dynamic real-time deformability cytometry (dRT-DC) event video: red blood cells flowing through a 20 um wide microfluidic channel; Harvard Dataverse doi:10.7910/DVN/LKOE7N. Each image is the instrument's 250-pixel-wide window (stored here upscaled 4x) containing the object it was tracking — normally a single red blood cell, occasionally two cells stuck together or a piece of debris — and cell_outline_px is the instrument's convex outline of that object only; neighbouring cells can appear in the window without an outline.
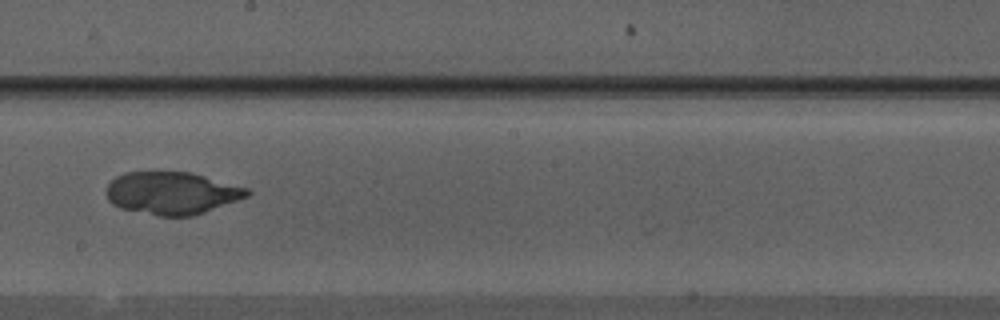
{"species": "Egyptian fruit bat (a non-hibernating species)", "species_latin": "Rousettus aegyptiacus", "temperature_condition": "warm", "stored_images_in_passage": 42, "camera_frame_rate_fps": 3000, "um_per_image_px": 0.085, "animal": {"sex": "male"}, "frame": {"image": 1, "passage_image": 20, "time_ms": 6.333, "image_size_px": [1000, 320], "cell_outline_px": [[252, 192], [248, 196], [204, 212], [192, 216], [156, 216], [120, 208], [112, 204], [108, 200], [108, 184], [116, 176], [124, 172], [188, 172], [204, 176], [248, 188]], "centroid_in_image_um": [14.59, 16.42], "position_along_channel_um": 233.6, "area_um2": 34.62}}
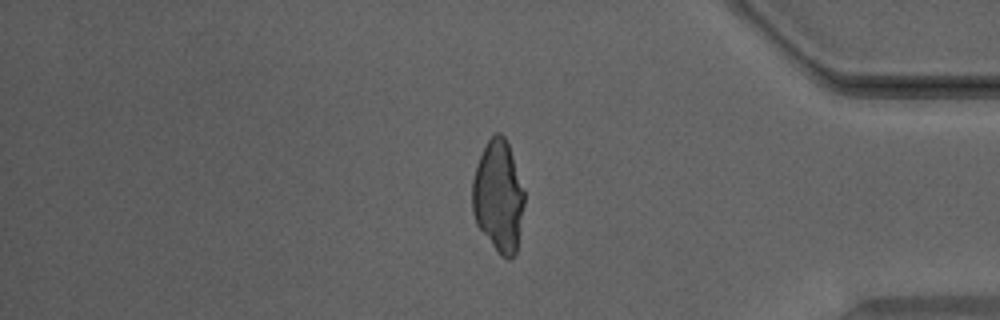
{"frame": {"image": 2, "passage_image": 34, "time_ms": 11.0, "image_size_px": [1000, 320], "cell_outline_px": [[524, 204], [516, 252], [508, 260], [500, 256], [476, 224], [472, 212], [472, 180], [476, 164], [488, 140], [496, 132], [500, 132], [504, 136], [508, 144], [524, 188]], "centroid_in_image_um": [42.35, 16.69], "position_along_channel_um": 392.8, "area_um2": 33.87}}
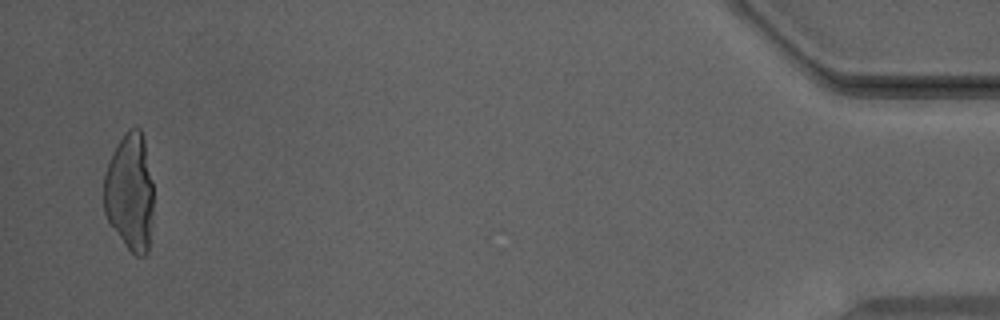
{"frame": {"image": 3, "passage_image": 41, "time_ms": 13.333, "image_size_px": [1000, 320], "cell_outline_px": [[152, 212], [148, 252], [144, 256], [136, 256], [124, 244], [108, 220], [104, 212], [104, 176], [112, 152], [116, 144], [124, 132], [128, 128], [140, 128], [144, 140], [152, 180]], "centroid_in_image_um": [11.03, 16.31], "position_along_channel_um": 424.2, "area_um2": 33.87}}